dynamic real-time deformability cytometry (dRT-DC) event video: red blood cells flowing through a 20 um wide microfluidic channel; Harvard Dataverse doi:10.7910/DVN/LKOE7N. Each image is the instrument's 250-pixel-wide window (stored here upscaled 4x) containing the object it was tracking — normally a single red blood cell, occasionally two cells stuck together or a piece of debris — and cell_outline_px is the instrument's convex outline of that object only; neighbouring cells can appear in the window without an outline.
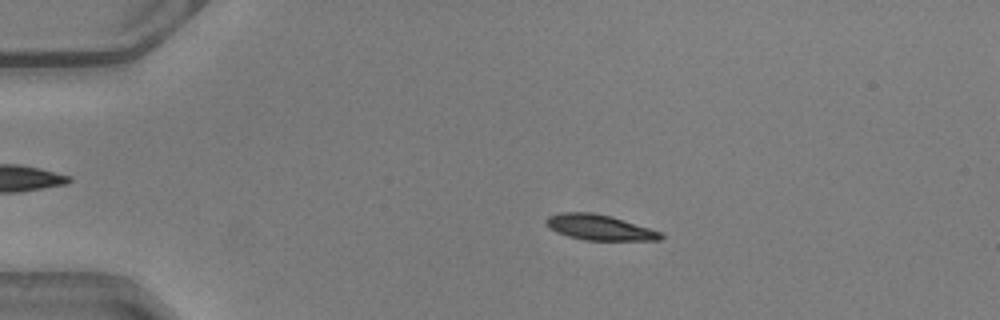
{"species": "common noctule bat (a hibernating species)", "species_latin": "Nyctalus noctula", "temperature_condition": "warm", "stored_images_in_passage": 20, "camera_frame_rate_fps": 3000, "um_per_image_px": 0.085, "animal": {"sex": "male", "body_mass_g": 20.5, "forearm_length_mm": 52.5}, "frame": {"image": 1, "passage_image": 11, "time_ms": 3.333, "image_size_px": [1000, 320], "cell_outline_px": [[664, 236], [660, 240], [584, 240], [568, 236], [556, 232], [548, 228], [544, 224], [544, 220], [548, 216], [560, 212], [592, 212], [612, 216], [660, 232]], "centroid_in_image_um": [50.87, 19.32], "position_along_channel_um": 34.1, "area_um2": 17.05}}